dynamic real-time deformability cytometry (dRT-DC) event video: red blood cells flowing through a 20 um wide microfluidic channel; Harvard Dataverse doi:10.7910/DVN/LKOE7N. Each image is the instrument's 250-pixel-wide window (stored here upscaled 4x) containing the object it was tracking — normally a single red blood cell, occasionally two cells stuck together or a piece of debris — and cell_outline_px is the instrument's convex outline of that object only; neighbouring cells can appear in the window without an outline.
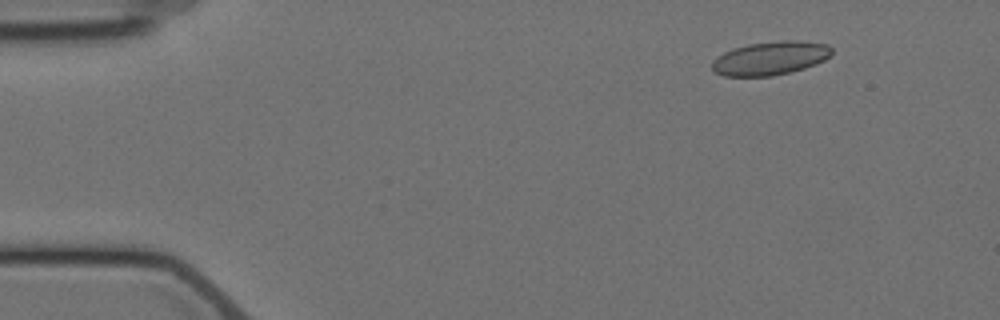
{"species": "Egyptian fruit bat (a non-hibernating species)", "species_latin": "Rousettus aegyptiacus", "temperature_condition": "cold", "stored_images_in_passage": 5, "camera_frame_rate_fps": 3000, "um_per_image_px": 0.085, "animal": {"sex": "female"}, "frame": {"image": 1, "passage_image": 2, "time_ms": 1.333, "image_size_px": [1000, 320], "cell_outline_px": [[832, 52], [824, 60], [816, 64], [804, 68], [772, 76], [724, 76], [716, 72], [712, 68], [712, 60], [724, 52], [732, 48], [748, 44], [784, 40], [796, 40], [828, 44], [832, 48]], "centroid_in_image_um": [65.47, 4.94], "position_along_channel_um": 19.5, "area_um2": 23.35}}
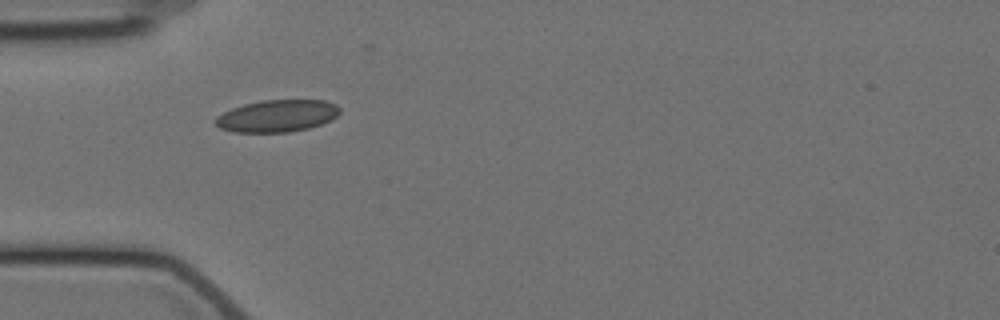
{"frame": {"image": 2, "passage_image": 5, "time_ms": 5.0, "image_size_px": [1000, 320], "cell_outline_px": [[340, 112], [336, 116], [320, 124], [308, 128], [288, 132], [236, 132], [220, 128], [216, 124], [216, 116], [232, 108], [244, 104], [260, 100], [324, 100], [336, 104], [340, 108]], "centroid_in_image_um": [23.55, 9.84], "position_along_channel_um": 61.4, "area_um2": 23.06}}